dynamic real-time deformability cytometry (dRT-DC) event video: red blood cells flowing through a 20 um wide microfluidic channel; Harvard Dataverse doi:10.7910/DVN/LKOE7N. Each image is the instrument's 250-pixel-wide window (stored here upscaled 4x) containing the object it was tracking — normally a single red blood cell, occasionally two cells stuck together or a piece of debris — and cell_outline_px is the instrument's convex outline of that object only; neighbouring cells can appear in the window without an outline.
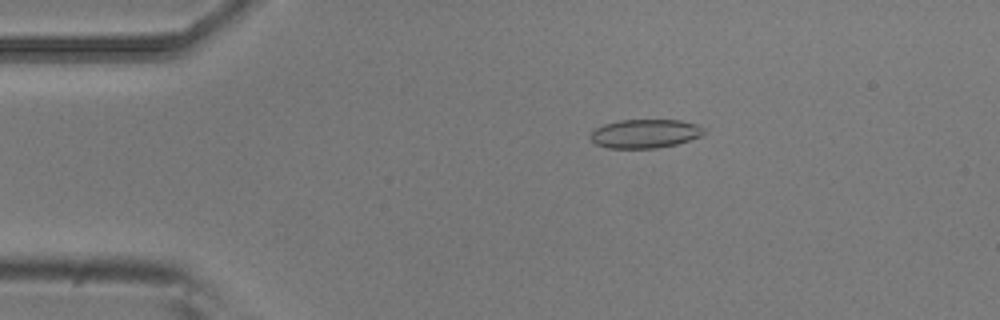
{"species": "common noctule bat (a hibernating species)", "species_latin": "Nyctalus noctula", "temperature_condition": "room temperature", "stored_images_in_passage": 7, "camera_frame_rate_fps": 3000, "um_per_image_px": 0.085, "animal": {"sex": "male", "body_mass_g": 20.5, "forearm_length_mm": 52.5}, "frame": {"image": 1, "passage_image": 2, "time_ms": 0.333, "image_size_px": [1000, 320], "cell_outline_px": [[708, 132], [700, 136], [676, 144], [656, 148], [608, 148], [596, 144], [588, 136], [596, 128], [604, 124], [620, 120], [680, 120], [696, 124], [704, 128]], "centroid_in_image_um": [54.83, 11.35], "position_along_channel_um": 30.2, "area_um2": 19.02}}
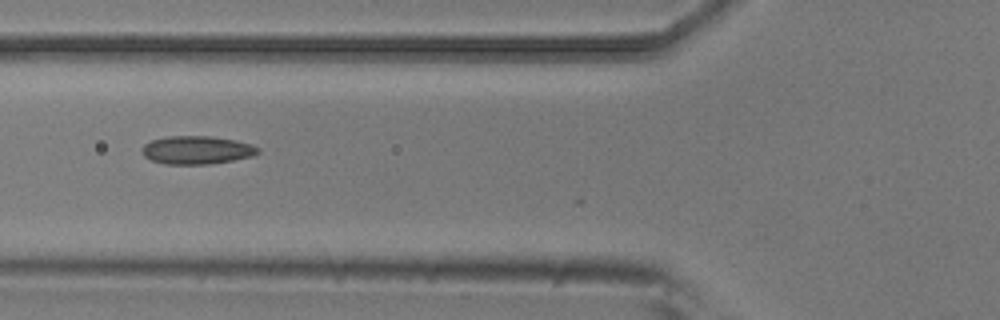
{"frame": {"image": 2, "passage_image": 5, "time_ms": 1.333, "image_size_px": [1000, 320], "cell_outline_px": [[260, 152], [252, 156], [232, 160], [208, 164], [164, 164], [152, 160], [144, 156], [140, 152], [140, 148], [144, 144], [152, 140], [168, 136], [212, 136], [236, 140], [260, 148]], "centroid_in_image_um": [16.69, 12.75], "position_along_channel_um": 109.1, "area_um2": 19.07}}
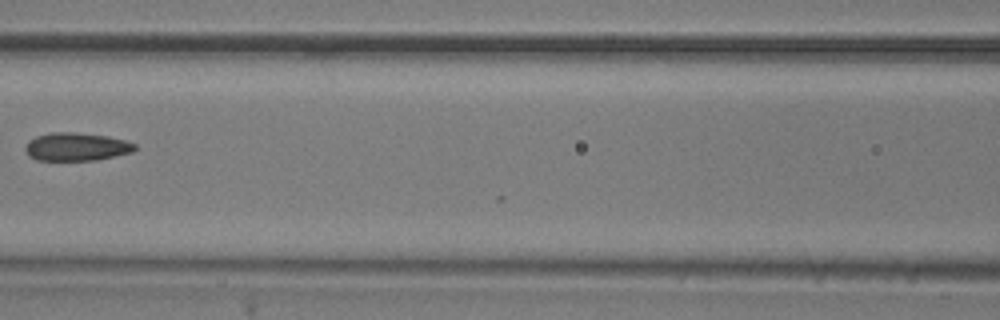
{"frame": {"image": 3, "passage_image": 6, "time_ms": 1.667, "image_size_px": [1000, 320], "cell_outline_px": [[136, 148], [132, 152], [96, 160], [36, 160], [28, 156], [24, 148], [28, 140], [36, 136], [52, 132], [76, 132], [108, 136], [124, 140], [136, 144]], "centroid_in_image_um": [6.46, 12.47], "position_along_channel_um": 160.1, "area_um2": 18.03}}